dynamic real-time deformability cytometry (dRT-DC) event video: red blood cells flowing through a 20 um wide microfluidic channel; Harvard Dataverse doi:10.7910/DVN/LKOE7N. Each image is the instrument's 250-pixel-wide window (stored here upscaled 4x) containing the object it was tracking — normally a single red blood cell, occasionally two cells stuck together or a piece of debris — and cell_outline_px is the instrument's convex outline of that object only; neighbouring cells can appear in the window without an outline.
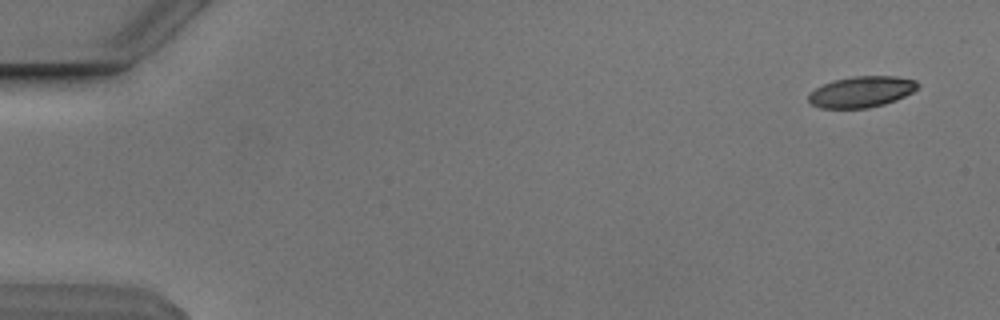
{"species": "Egyptian fruit bat (a non-hibernating species)", "species_latin": "Rousettus aegyptiacus", "temperature_condition": "cold", "stored_images_in_passage": 5, "camera_frame_rate_fps": 3000, "um_per_image_px": 0.085, "animal": {"sex": "male"}, "frame": {"image": 1, "passage_image": 1, "time_ms": 0.0, "image_size_px": [1000, 320], "cell_outline_px": [[920, 84], [912, 92], [896, 100], [884, 104], [868, 108], [820, 108], [812, 104], [808, 100], [808, 96], [816, 88], [824, 84], [836, 80], [852, 76], [896, 76], [916, 80]], "centroid_in_image_um": [73.25, 7.8], "position_along_channel_um": 11.8, "area_um2": 19.59}}
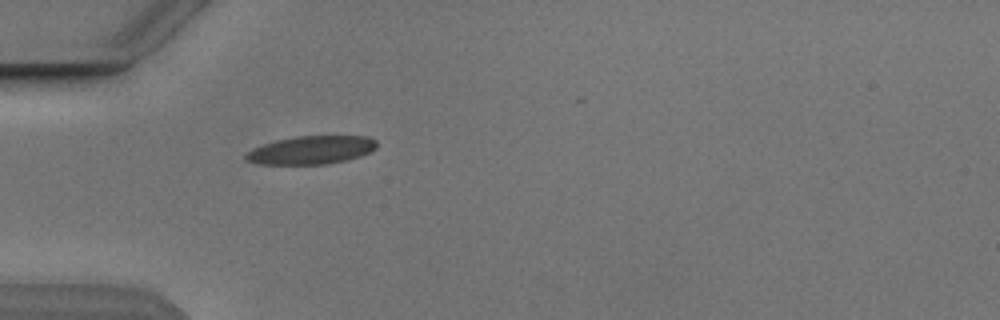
{"frame": {"image": 2, "passage_image": 5, "time_ms": 4.667, "image_size_px": [1000, 320], "cell_outline_px": [[376, 148], [360, 156], [344, 160], [324, 164], [260, 164], [248, 160], [244, 156], [252, 148], [276, 140], [296, 136], [368, 136], [376, 140]], "centroid_in_image_um": [26.46, 12.74], "position_along_channel_um": 58.5, "area_um2": 21.27}}